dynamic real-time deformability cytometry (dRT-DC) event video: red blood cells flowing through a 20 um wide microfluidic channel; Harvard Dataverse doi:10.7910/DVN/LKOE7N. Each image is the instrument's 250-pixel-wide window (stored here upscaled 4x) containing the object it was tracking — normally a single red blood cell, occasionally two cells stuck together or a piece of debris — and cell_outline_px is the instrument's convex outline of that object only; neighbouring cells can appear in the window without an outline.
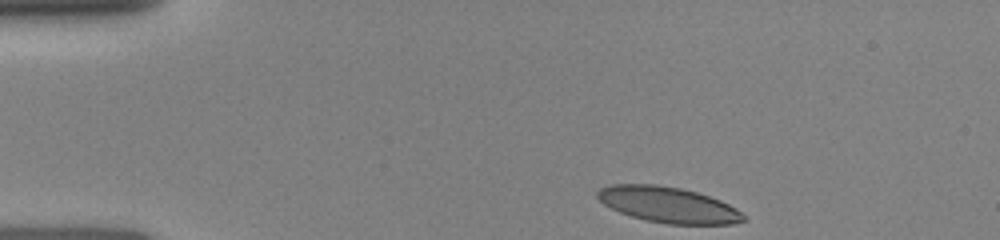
{"species": "human", "species_latin": "Homo sapiens", "temperature_condition": "room temperature", "stored_images_in_passage": 19, "camera_frame_rate_fps": 3000, "um_per_image_px": 0.085, "donor": {"sex": "female"}, "frame": {"image": 1, "passage_image": 1, "time_ms": 0.0, "image_size_px": [1000, 240], "cell_outline_px": [[744, 220], [732, 224], [668, 224], [648, 220], [632, 216], [620, 212], [604, 204], [596, 196], [596, 192], [600, 188], [612, 184], [656, 184], [680, 188], [696, 192], [720, 200], [736, 208], [744, 216]], "centroid_in_image_um": [56.77, 17.39], "position_along_channel_um": 28.2, "area_um2": 30.11}}
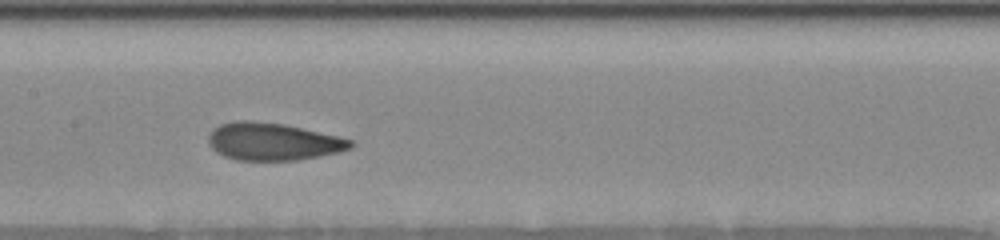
{"frame": {"image": 2, "passage_image": 9, "time_ms": 5.333, "image_size_px": [1000, 240], "cell_outline_px": [[356, 144], [352, 148], [340, 152], [320, 156], [296, 160], [236, 160], [224, 156], [216, 152], [208, 144], [208, 136], [212, 128], [220, 124], [236, 120], [248, 120], [284, 124], [340, 136], [352, 140]], "centroid_in_image_um": [23.21, 12.03], "position_along_channel_um": 184.2, "area_um2": 31.39}}
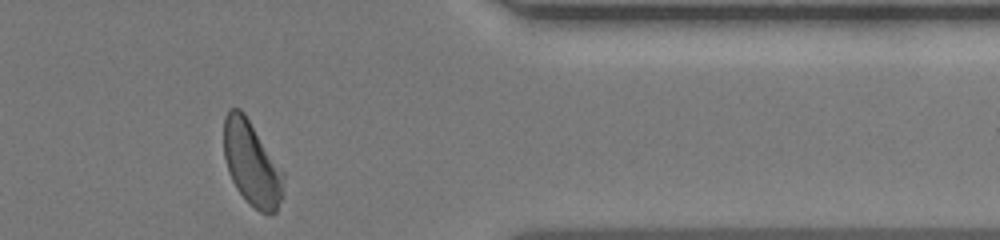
{"frame": {"image": 3, "passage_image": 19, "time_ms": 10.667, "image_size_px": [1000, 240], "cell_outline_px": [[284, 196], [276, 212], [260, 212], [248, 204], [236, 188], [228, 172], [224, 156], [224, 116], [228, 108], [240, 108], [244, 112], [284, 172]], "centroid_in_image_um": [21.4, 13.9], "position_along_channel_um": 390.0, "area_um2": 29.65}}